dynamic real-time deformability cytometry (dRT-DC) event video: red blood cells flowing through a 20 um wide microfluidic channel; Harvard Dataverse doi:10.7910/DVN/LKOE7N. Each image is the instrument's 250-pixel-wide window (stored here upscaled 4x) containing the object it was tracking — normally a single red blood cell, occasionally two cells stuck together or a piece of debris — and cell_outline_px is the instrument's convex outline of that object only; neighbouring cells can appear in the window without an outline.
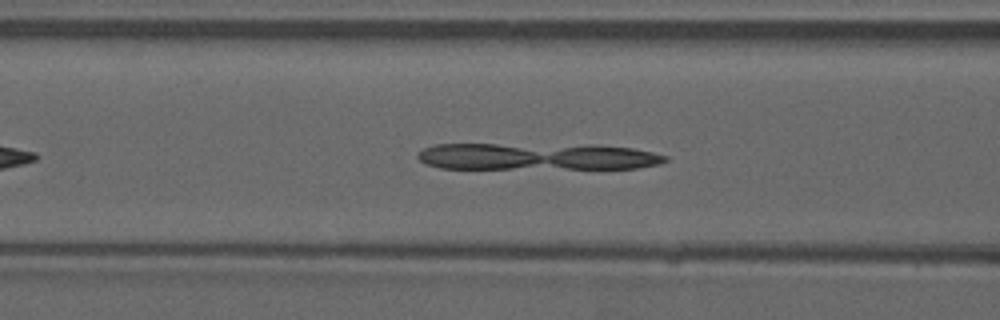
{"species": "common noctule bat (a hibernating species)", "species_latin": "Nyctalus noctula", "temperature_condition": "warm", "stored_images_in_passage": 36, "camera_frame_rate_fps": 3000, "um_per_image_px": 0.085, "animal": {"sex": "male", "forearm_length_mm": 52.5}, "frame": {"image": 1, "passage_image": 10, "time_ms": 3.0, "image_size_px": [1000, 320], "cell_outline_px": [[668, 160], [660, 164], [636, 168], [440, 168], [424, 164], [416, 156], [416, 152], [432, 144], [592, 144], [632, 148], [652, 152], [668, 156]], "centroid_in_image_um": [45.61, 13.29], "position_along_channel_um": 121.0, "area_um2": 39.25}}